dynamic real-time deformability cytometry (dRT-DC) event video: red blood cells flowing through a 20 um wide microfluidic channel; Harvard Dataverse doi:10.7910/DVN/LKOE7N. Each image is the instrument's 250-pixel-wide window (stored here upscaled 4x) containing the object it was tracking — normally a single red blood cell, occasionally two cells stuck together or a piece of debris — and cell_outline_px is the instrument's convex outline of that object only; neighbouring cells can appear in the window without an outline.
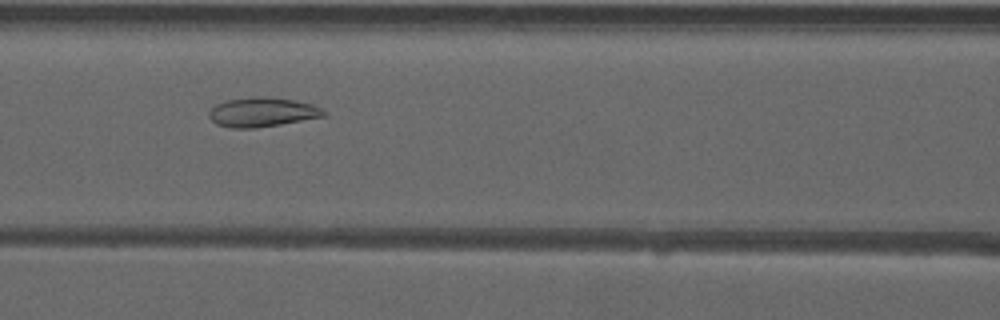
{"species": "common noctule bat (a hibernating species)", "species_latin": "Nyctalus noctula", "temperature_condition": "warm", "stored_images_in_passage": 43, "camera_frame_rate_fps": 3000, "um_per_image_px": 0.085, "animal": {"sex": "male", "forearm_length_mm": 52.5}, "frame": {"image": 1, "passage_image": 15, "time_ms": 4.667, "image_size_px": [1000, 320], "cell_outline_px": [[328, 116], [256, 128], [232, 128], [216, 124], [208, 116], [208, 112], [216, 104], [228, 100], [252, 96], [260, 96], [292, 100], [312, 104], [328, 112]], "centroid_in_image_um": [22.3, 9.54], "position_along_channel_um": 144.3, "area_um2": 19.65}}
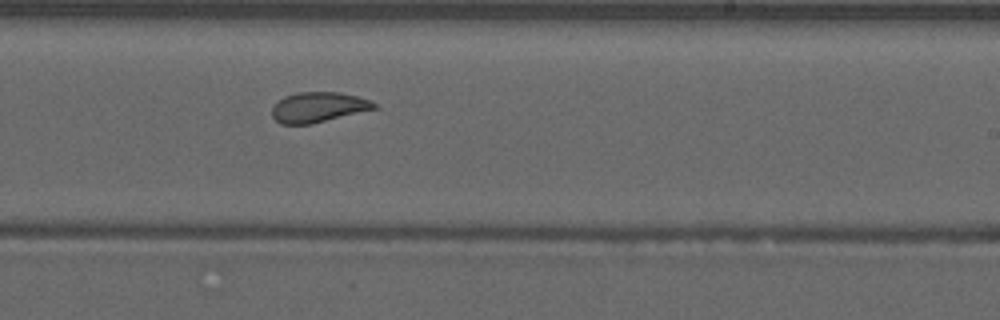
{"frame": {"image": 2, "passage_image": 24, "time_ms": 7.667, "image_size_px": [1000, 320], "cell_outline_px": [[380, 108], [312, 124], [280, 124], [272, 116], [272, 108], [284, 96], [300, 92], [336, 92], [356, 96], [372, 100]], "centroid_in_image_um": [27.1, 9.12], "position_along_channel_um": 261.9, "area_um2": 18.03}}
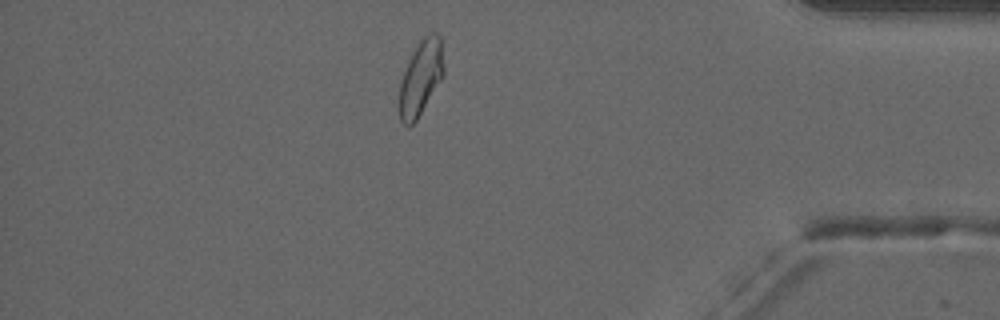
{"frame": {"image": 3, "passage_image": 37, "time_ms": 12.0, "image_size_px": [1000, 320], "cell_outline_px": [[444, 76], [416, 120], [408, 128], [400, 120], [400, 84], [408, 60], [416, 44], [428, 32], [436, 32], [440, 36], [444, 68]], "centroid_in_image_um": [35.78, 6.57], "position_along_channel_um": 399.4, "area_um2": 19.36}}